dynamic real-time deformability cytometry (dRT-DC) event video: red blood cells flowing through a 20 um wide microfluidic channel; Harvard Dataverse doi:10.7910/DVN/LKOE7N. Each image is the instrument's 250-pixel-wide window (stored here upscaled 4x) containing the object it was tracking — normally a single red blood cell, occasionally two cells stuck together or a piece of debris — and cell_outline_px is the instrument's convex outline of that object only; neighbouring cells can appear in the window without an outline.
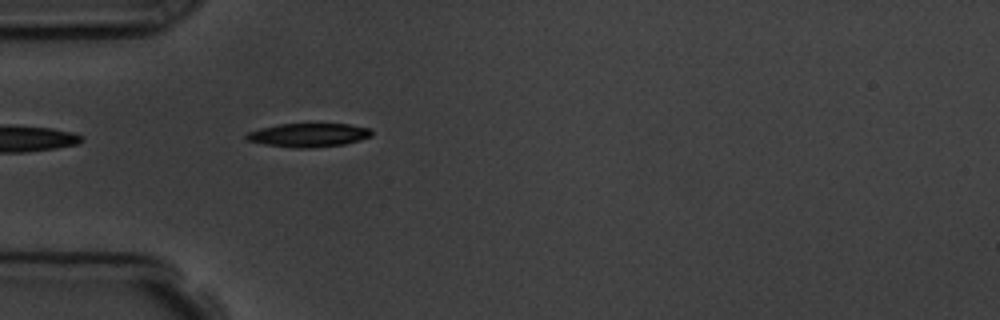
{"species": "common noctule bat (a hibernating species)", "species_latin": "Nyctalus noctula", "temperature_condition": "room temperature", "stored_images_in_passage": 1, "camera_frame_rate_fps": 3000, "um_per_image_px": 0.085, "animal": {"sex": "male", "body_mass_g": 19.5, "forearm_length_mm": 54.6}, "frame": {"image": 1, "passage_image": 1, "time_ms": 0.0, "image_size_px": [1000, 320], "cell_outline_px": [[372, 136], [360, 140], [344, 144], [312, 148], [292, 148], [264, 144], [248, 140], [244, 136], [248, 132], [260, 128], [280, 124], [308, 120], [348, 124], [368, 128], [372, 132]], "centroid_in_image_um": [26.23, 11.43], "position_along_channel_um": 58.8, "area_um2": 18.21}}